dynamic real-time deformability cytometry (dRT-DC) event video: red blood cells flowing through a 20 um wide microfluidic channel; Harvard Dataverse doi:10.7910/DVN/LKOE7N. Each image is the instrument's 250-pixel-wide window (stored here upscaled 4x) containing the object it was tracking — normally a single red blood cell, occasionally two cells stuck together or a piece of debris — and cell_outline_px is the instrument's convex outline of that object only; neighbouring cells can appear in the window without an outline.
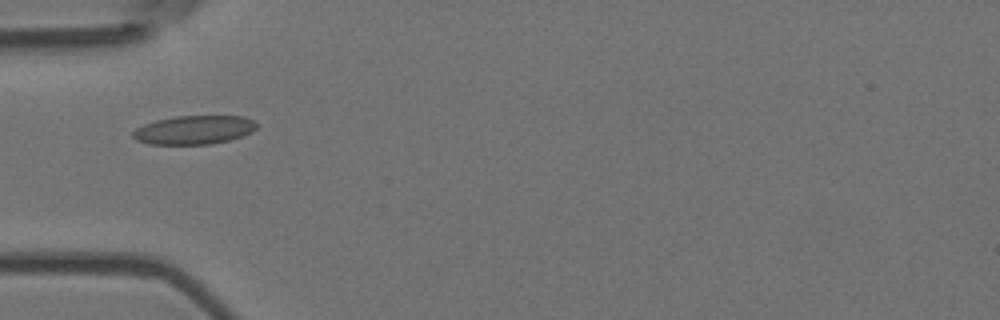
{"species": "Egyptian fruit bat (a non-hibernating species)", "species_latin": "Rousettus aegyptiacus", "temperature_condition": "room temperature", "stored_images_in_passage": 8, "camera_frame_rate_fps": 3000, "um_per_image_px": 0.085, "animal": {"sex": "female"}, "frame": {"image": 1, "passage_image": 5, "time_ms": 1.333, "image_size_px": [1000, 320], "cell_outline_px": [[256, 128], [252, 132], [228, 140], [212, 144], [148, 144], [136, 140], [132, 136], [132, 132], [136, 128], [144, 124], [156, 120], [172, 116], [244, 116], [252, 120], [256, 124]], "centroid_in_image_um": [16.46, 11.04], "position_along_channel_um": 68.5, "area_um2": 20.69}}
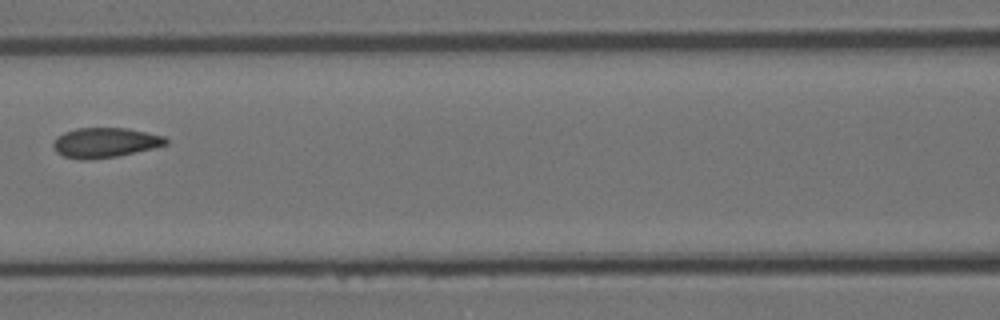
{"frame": {"image": 2, "passage_image": 7, "time_ms": 2.0, "image_size_px": [1000, 320], "cell_outline_px": [[168, 144], [152, 148], [116, 156], [92, 160], [80, 160], [64, 156], [56, 152], [52, 144], [56, 136], [64, 132], [76, 128], [128, 128], [164, 136], [168, 140]], "centroid_in_image_um": [8.89, 12.12], "position_along_channel_um": 157.7, "area_um2": 19.65}}
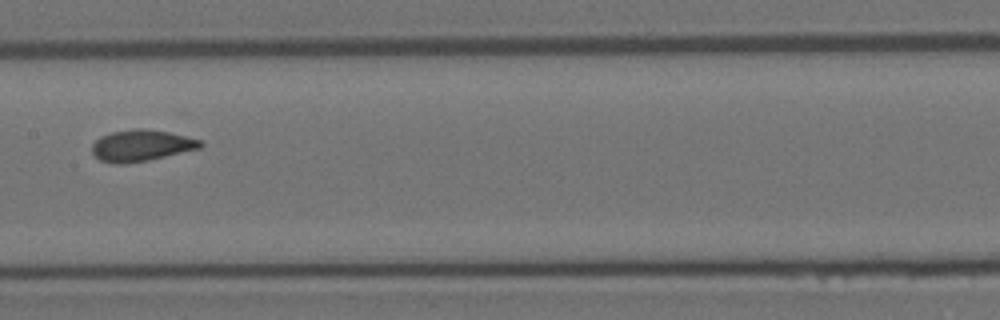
{"frame": {"image": 3, "passage_image": 8, "time_ms": 2.333, "image_size_px": [1000, 320], "cell_outline_px": [[204, 144], [200, 148], [148, 160], [124, 164], [116, 164], [100, 160], [92, 152], [92, 144], [100, 136], [112, 132], [136, 128], [144, 128], [168, 132], [200, 140]], "centroid_in_image_um": [11.98, 12.37], "position_along_channel_um": 195.4, "area_um2": 19.65}}